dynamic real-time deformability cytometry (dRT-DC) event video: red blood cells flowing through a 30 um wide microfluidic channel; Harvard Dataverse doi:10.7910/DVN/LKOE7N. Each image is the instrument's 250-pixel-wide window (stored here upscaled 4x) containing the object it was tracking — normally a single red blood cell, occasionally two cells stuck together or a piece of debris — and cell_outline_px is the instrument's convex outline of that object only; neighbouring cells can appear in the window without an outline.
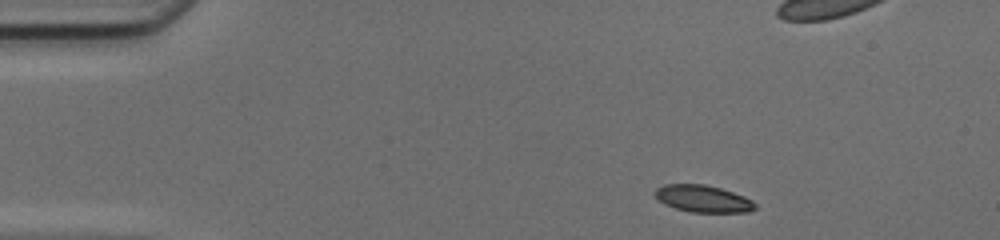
{"species": "common noctule bat (a hibernating species)", "species_latin": "Nyctalus noctula", "temperature_condition": "cold", "stored_images_in_passage": 44, "camera_frame_rate_fps": 3000, "um_per_image_px": 0.085, "animal": {"sex": "female", "body_mass_g": 17.0, "forearm_length_mm": 48.0}, "frame": {"image": 1, "passage_image": 1, "time_ms": 0.0, "image_size_px": [1000, 240], "cell_outline_px": [[756, 208], [748, 212], [692, 212], [676, 208], [664, 204], [652, 192], [656, 188], [664, 184], [704, 184], [720, 188], [744, 196], [752, 200], [756, 204]], "centroid_in_image_um": [59.75, 16.88], "position_along_channel_um": 25.3, "area_um2": 15.72}}
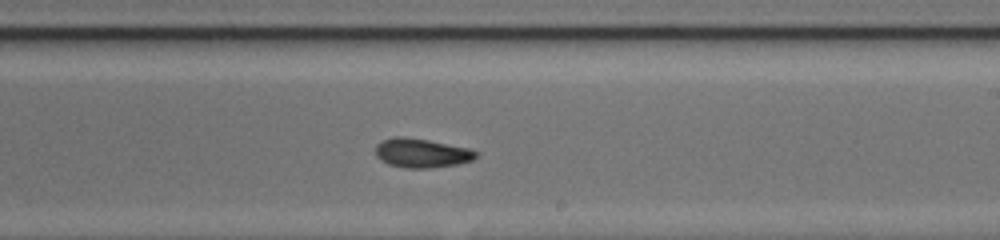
{"frame": {"image": 2, "passage_image": 23, "time_ms": 7.333, "image_size_px": [1000, 240], "cell_outline_px": [[476, 156], [472, 160], [456, 164], [428, 168], [404, 168], [388, 164], [380, 160], [376, 156], [376, 144], [384, 140], [396, 136], [404, 136], [428, 140], [468, 148], [476, 152]], "centroid_in_image_um": [35.79, 13.01], "position_along_channel_um": 253.2, "area_um2": 16.88}}
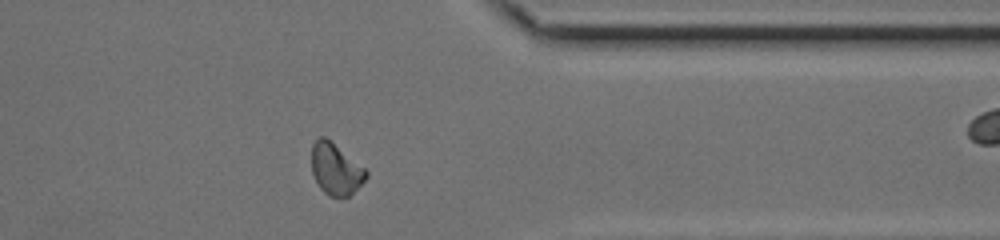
{"frame": {"image": 3, "passage_image": 33, "time_ms": 10.667, "image_size_px": [1000, 240], "cell_outline_px": [[368, 176], [348, 196], [328, 196], [320, 188], [312, 172], [312, 144], [320, 136], [324, 136], [364, 168], [368, 172]], "centroid_in_image_um": [28.51, 14.37], "position_along_channel_um": 382.9, "area_um2": 15.84}, "authors_computed_cell_mechanics": {"area_um2": 16.6464, "velocity_mm_per_s": 4.1849, "shape_relaxation_time_tau1_ms": 5.9096, "shape_relaxation_time_tau2_ms": 2.0972, "deformation_change_tau1": 0.1632, "deformation_change_tau2": 0.0691}}